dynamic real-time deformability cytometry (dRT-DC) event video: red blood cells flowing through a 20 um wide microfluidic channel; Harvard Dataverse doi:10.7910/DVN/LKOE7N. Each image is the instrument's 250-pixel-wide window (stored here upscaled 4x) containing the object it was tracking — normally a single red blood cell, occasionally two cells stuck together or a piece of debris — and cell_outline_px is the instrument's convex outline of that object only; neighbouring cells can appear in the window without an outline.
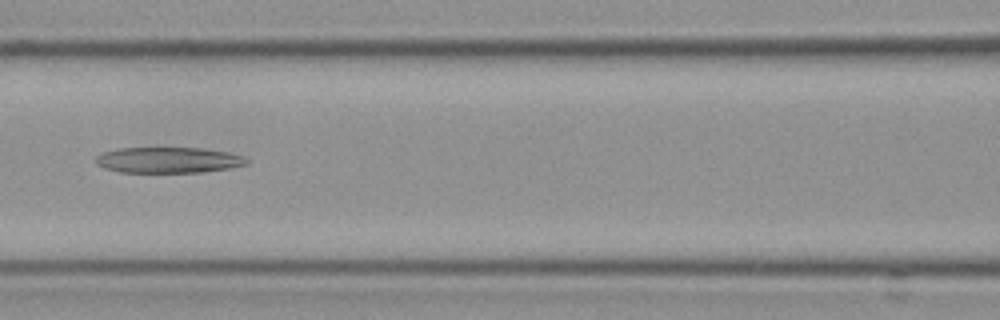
{"species": "Egyptian fruit bat (a non-hibernating species)", "species_latin": "Rousettus aegyptiacus", "temperature_condition": "cold", "stored_images_in_passage": 55, "camera_frame_rate_fps": 3000, "um_per_image_px": 0.085, "frame": {"image": 1, "passage_image": 25, "time_ms": 8.0, "image_size_px": [1000, 320], "cell_outline_px": [[248, 164], [228, 168], [200, 172], [120, 172], [104, 168], [96, 164], [96, 156], [104, 152], [120, 148], [200, 148], [228, 152], [240, 156], [248, 160]], "centroid_in_image_um": [14.27, 13.6], "position_along_channel_um": 152.3, "area_um2": 22.43}}
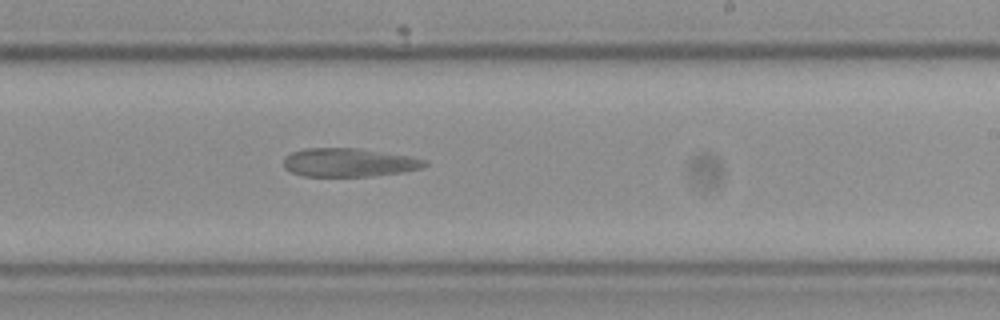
{"frame": {"image": 2, "passage_image": 34, "time_ms": 11.0, "image_size_px": [1000, 320], "cell_outline_px": [[428, 164], [420, 168], [400, 172], [368, 176], [304, 176], [292, 172], [284, 168], [284, 156], [292, 152], [304, 148], [360, 148], [408, 156], [428, 160]], "centroid_in_image_um": [29.62, 13.8], "position_along_channel_um": 259.4, "area_um2": 23.35}}
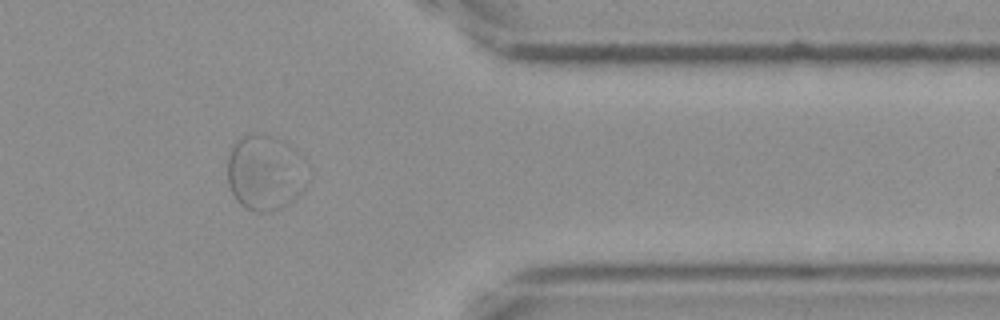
{"frame": {"image": 3, "passage_image": 46, "time_ms": 15.0, "image_size_px": [1000, 320], "cell_outline_px": [[308, 184], [288, 204], [280, 208], [268, 212], [256, 212], [240, 204], [236, 200], [228, 184], [228, 156], [236, 140], [244, 136], [264, 136]], "centroid_in_image_um": [22.24, 14.91], "position_along_channel_um": 389.2, "area_um2": 30.46}, "authors_computed_cell_mechanics": {"area_um2": 29.7092, "velocity_mm_per_s": 3.582, "shape_relaxation_time_tau1_ms": null, "shape_relaxation_time_tau2_ms": 8.5165, "deformation_change_tau1": null, "deformation_change_tau2": 0.1313}}